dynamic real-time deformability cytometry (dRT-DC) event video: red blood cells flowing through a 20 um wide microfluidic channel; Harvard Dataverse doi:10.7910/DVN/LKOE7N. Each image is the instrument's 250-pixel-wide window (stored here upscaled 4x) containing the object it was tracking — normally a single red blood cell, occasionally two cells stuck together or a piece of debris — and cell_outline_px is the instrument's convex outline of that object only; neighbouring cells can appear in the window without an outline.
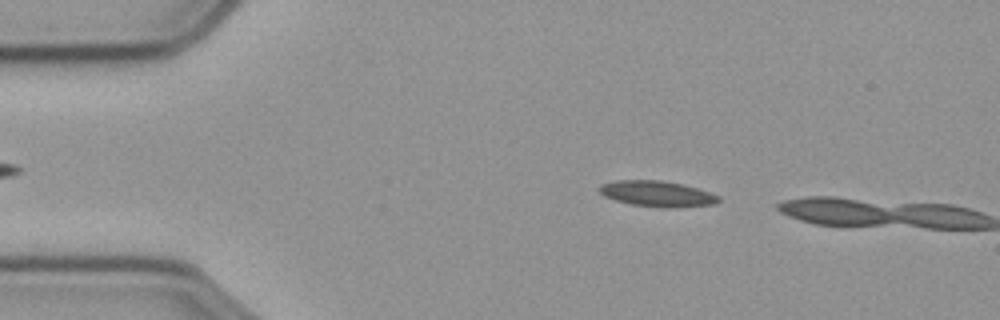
{"species": "common noctule bat (a hibernating species)", "species_latin": "Nyctalus noctula", "temperature_condition": "cold", "stored_images_in_passage": 5, "camera_frame_rate_fps": 3000, "um_per_image_px": 0.085, "animal": {"sex": "male", "body_mass_g": 23.1, "forearm_length_mm": 52.7}, "frame": {"image": 1, "passage_image": 4, "time_ms": 1.0, "image_size_px": [1000, 320], "cell_outline_px": [[720, 200], [716, 204], [680, 208], [660, 208], [632, 204], [616, 200], [604, 196], [600, 192], [600, 184], [616, 180], [664, 180], [684, 184], [720, 196]], "centroid_in_image_um": [55.9, 16.47], "position_along_channel_um": 29.1, "area_um2": 18.09}}